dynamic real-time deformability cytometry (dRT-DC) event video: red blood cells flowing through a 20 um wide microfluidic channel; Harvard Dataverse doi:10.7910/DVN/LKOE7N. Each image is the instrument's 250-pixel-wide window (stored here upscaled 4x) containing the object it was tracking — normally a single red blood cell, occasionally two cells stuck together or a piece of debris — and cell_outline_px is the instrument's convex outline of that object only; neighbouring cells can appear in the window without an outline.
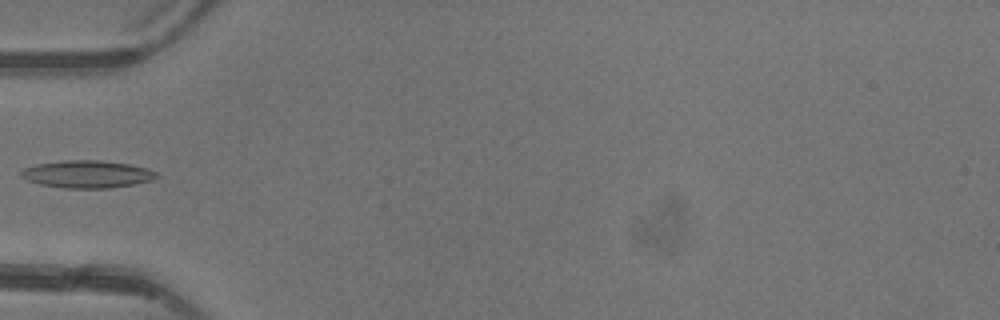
{"species": "common noctule bat (a hibernating species)", "species_latin": "Nyctalus noctula", "temperature_condition": "warm", "stored_images_in_passage": 4, "camera_frame_rate_fps": 3000, "um_per_image_px": 0.085, "animal": {"sex": "female"}, "frame": {"image": 1, "passage_image": 4, "time_ms": 3.667, "image_size_px": [1000, 320], "cell_outline_px": [[160, 176], [152, 180], [136, 184], [108, 188], [64, 188], [40, 184], [28, 180], [20, 176], [20, 172], [24, 168], [36, 164], [64, 160], [100, 160], [128, 164], [148, 168], [156, 172]], "centroid_in_image_um": [7.43, 14.8], "position_along_channel_um": 77.6, "area_um2": 21.73}}